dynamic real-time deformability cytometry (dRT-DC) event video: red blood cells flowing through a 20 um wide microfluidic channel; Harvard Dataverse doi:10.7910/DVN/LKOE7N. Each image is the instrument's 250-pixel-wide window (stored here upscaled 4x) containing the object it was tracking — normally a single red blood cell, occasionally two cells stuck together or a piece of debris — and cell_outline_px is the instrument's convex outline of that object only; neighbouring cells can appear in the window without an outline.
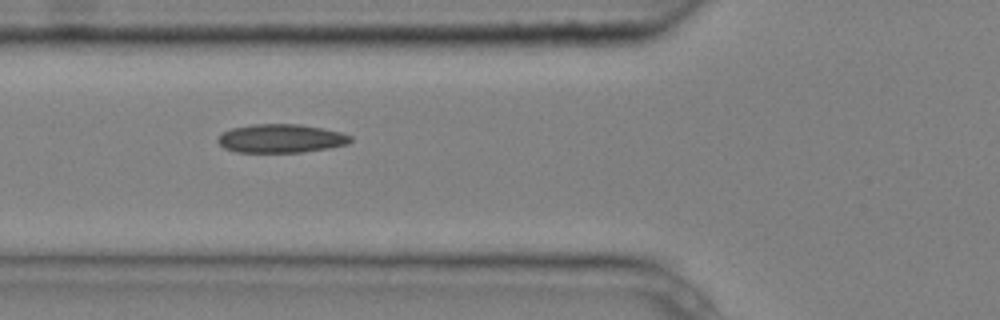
{"species": "common noctule bat (a hibernating species)", "species_latin": "Nyctalus noctula", "temperature_condition": "cold", "stored_images_in_passage": 6, "camera_frame_rate_fps": 3000, "um_per_image_px": 0.085, "animal": {"sex": "male", "body_mass_g": 20.4}, "frame": {"image": 1, "passage_image": 5, "time_ms": 1.333, "image_size_px": [1000, 320], "cell_outline_px": [[352, 140], [348, 144], [328, 148], [304, 152], [236, 152], [224, 148], [216, 140], [224, 132], [232, 128], [252, 124], [300, 124], [340, 132], [352, 136]], "centroid_in_image_um": [23.89, 11.77], "position_along_channel_um": 101.9, "area_um2": 22.02}}
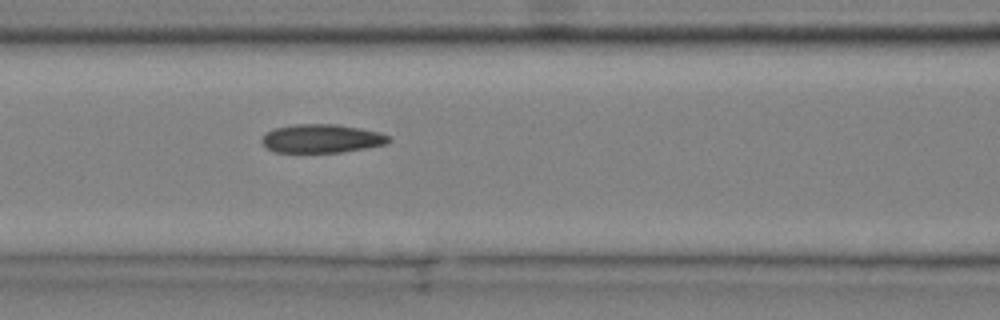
{"frame": {"image": 2, "passage_image": 6, "time_ms": 1.667, "image_size_px": [1000, 320], "cell_outline_px": [[392, 140], [388, 144], [368, 148], [340, 152], [276, 152], [268, 148], [260, 140], [264, 132], [276, 128], [296, 124], [336, 124], [360, 128], [380, 132], [388, 136]], "centroid_in_image_um": [27.37, 11.77], "position_along_channel_um": 139.2, "area_um2": 21.21}}